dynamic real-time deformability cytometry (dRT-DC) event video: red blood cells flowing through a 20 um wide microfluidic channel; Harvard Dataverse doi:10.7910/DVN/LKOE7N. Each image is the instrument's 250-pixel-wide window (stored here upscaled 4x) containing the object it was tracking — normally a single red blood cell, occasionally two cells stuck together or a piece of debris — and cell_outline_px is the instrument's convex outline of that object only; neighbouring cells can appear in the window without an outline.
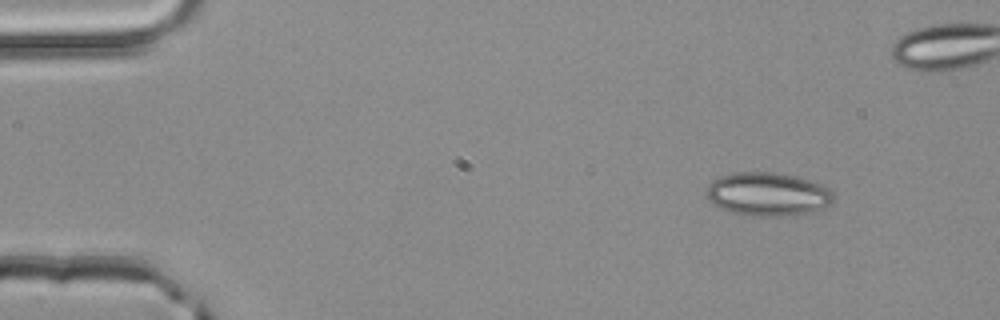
{"species": "common noctule bat (a hibernating species)", "species_latin": "Nyctalus noctula", "temperature_condition": "room temperature", "stored_images_in_passage": 4, "camera_frame_rate_fps": 3000, "um_per_image_px": 0.085, "animal": {"sex": "male", "body_mass_g": 20.4}, "frame": {"image": 1, "passage_image": 1, "time_ms": 0.0, "image_size_px": [1000, 320], "cell_outline_px": [[836, 196], [832, 204], [812, 212], [792, 216], [752, 216], [732, 212], [720, 208], [712, 204], [708, 200], [708, 184], [712, 180], [720, 176], [732, 172], [772, 172], [796, 176], [824, 184]], "centroid_in_image_um": [65.3, 16.51], "position_along_channel_um": 19.7, "area_um2": 32.66}}